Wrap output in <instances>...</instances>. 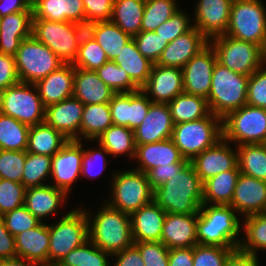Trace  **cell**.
Segmentation results:
<instances>
[{"mask_svg":"<svg viewBox=\"0 0 266 266\" xmlns=\"http://www.w3.org/2000/svg\"><path fill=\"white\" fill-rule=\"evenodd\" d=\"M25 190L22 183L0 178V217L24 205Z\"/></svg>","mask_w":266,"mask_h":266,"instance_id":"obj_49","label":"cell"},{"mask_svg":"<svg viewBox=\"0 0 266 266\" xmlns=\"http://www.w3.org/2000/svg\"><path fill=\"white\" fill-rule=\"evenodd\" d=\"M217 61L213 47L208 44L182 68L184 92L208 98L212 73Z\"/></svg>","mask_w":266,"mask_h":266,"instance_id":"obj_15","label":"cell"},{"mask_svg":"<svg viewBox=\"0 0 266 266\" xmlns=\"http://www.w3.org/2000/svg\"><path fill=\"white\" fill-rule=\"evenodd\" d=\"M230 206L239 217L266 212V181L240 173Z\"/></svg>","mask_w":266,"mask_h":266,"instance_id":"obj_22","label":"cell"},{"mask_svg":"<svg viewBox=\"0 0 266 266\" xmlns=\"http://www.w3.org/2000/svg\"><path fill=\"white\" fill-rule=\"evenodd\" d=\"M154 201L166 213H198L203 204V183L191 162L154 190Z\"/></svg>","mask_w":266,"mask_h":266,"instance_id":"obj_1","label":"cell"},{"mask_svg":"<svg viewBox=\"0 0 266 266\" xmlns=\"http://www.w3.org/2000/svg\"><path fill=\"white\" fill-rule=\"evenodd\" d=\"M0 112L28 126L44 122L45 106L34 84L19 82L1 91Z\"/></svg>","mask_w":266,"mask_h":266,"instance_id":"obj_13","label":"cell"},{"mask_svg":"<svg viewBox=\"0 0 266 266\" xmlns=\"http://www.w3.org/2000/svg\"><path fill=\"white\" fill-rule=\"evenodd\" d=\"M108 61L106 52L87 32L82 35L78 54L72 65L84 70L96 71Z\"/></svg>","mask_w":266,"mask_h":266,"instance_id":"obj_45","label":"cell"},{"mask_svg":"<svg viewBox=\"0 0 266 266\" xmlns=\"http://www.w3.org/2000/svg\"><path fill=\"white\" fill-rule=\"evenodd\" d=\"M32 11L0 17V53L15 56L21 42L32 35Z\"/></svg>","mask_w":266,"mask_h":266,"instance_id":"obj_28","label":"cell"},{"mask_svg":"<svg viewBox=\"0 0 266 266\" xmlns=\"http://www.w3.org/2000/svg\"><path fill=\"white\" fill-rule=\"evenodd\" d=\"M153 102L140 89L127 93H115L109 102L113 125L134 130L147 115Z\"/></svg>","mask_w":266,"mask_h":266,"instance_id":"obj_16","label":"cell"},{"mask_svg":"<svg viewBox=\"0 0 266 266\" xmlns=\"http://www.w3.org/2000/svg\"><path fill=\"white\" fill-rule=\"evenodd\" d=\"M86 27L74 22L32 19V35L64 63H73Z\"/></svg>","mask_w":266,"mask_h":266,"instance_id":"obj_8","label":"cell"},{"mask_svg":"<svg viewBox=\"0 0 266 266\" xmlns=\"http://www.w3.org/2000/svg\"><path fill=\"white\" fill-rule=\"evenodd\" d=\"M237 216L230 205L202 204L197 220L198 244L238 248L243 231Z\"/></svg>","mask_w":266,"mask_h":266,"instance_id":"obj_3","label":"cell"},{"mask_svg":"<svg viewBox=\"0 0 266 266\" xmlns=\"http://www.w3.org/2000/svg\"><path fill=\"white\" fill-rule=\"evenodd\" d=\"M86 31L104 49L108 60H114L121 49L133 38L111 21L89 23Z\"/></svg>","mask_w":266,"mask_h":266,"instance_id":"obj_33","label":"cell"},{"mask_svg":"<svg viewBox=\"0 0 266 266\" xmlns=\"http://www.w3.org/2000/svg\"><path fill=\"white\" fill-rule=\"evenodd\" d=\"M82 208H73L56 223L48 224V266H56L70 251L89 240L88 218Z\"/></svg>","mask_w":266,"mask_h":266,"instance_id":"obj_5","label":"cell"},{"mask_svg":"<svg viewBox=\"0 0 266 266\" xmlns=\"http://www.w3.org/2000/svg\"><path fill=\"white\" fill-rule=\"evenodd\" d=\"M130 217L134 243L160 242L166 212L154 200L134 211Z\"/></svg>","mask_w":266,"mask_h":266,"instance_id":"obj_25","label":"cell"},{"mask_svg":"<svg viewBox=\"0 0 266 266\" xmlns=\"http://www.w3.org/2000/svg\"><path fill=\"white\" fill-rule=\"evenodd\" d=\"M217 62L237 74L250 76L265 63V51L258 45L220 35L209 41Z\"/></svg>","mask_w":266,"mask_h":266,"instance_id":"obj_10","label":"cell"},{"mask_svg":"<svg viewBox=\"0 0 266 266\" xmlns=\"http://www.w3.org/2000/svg\"><path fill=\"white\" fill-rule=\"evenodd\" d=\"M258 259V255L244 253L236 249L227 257L223 266H259Z\"/></svg>","mask_w":266,"mask_h":266,"instance_id":"obj_64","label":"cell"},{"mask_svg":"<svg viewBox=\"0 0 266 266\" xmlns=\"http://www.w3.org/2000/svg\"><path fill=\"white\" fill-rule=\"evenodd\" d=\"M186 164L187 163H171L169 166H157L151 169L147 173V176L152 189L155 190L166 183L175 173H179Z\"/></svg>","mask_w":266,"mask_h":266,"instance_id":"obj_60","label":"cell"},{"mask_svg":"<svg viewBox=\"0 0 266 266\" xmlns=\"http://www.w3.org/2000/svg\"><path fill=\"white\" fill-rule=\"evenodd\" d=\"M0 218L13 236L28 229H33L41 223L24 205L4 214Z\"/></svg>","mask_w":266,"mask_h":266,"instance_id":"obj_54","label":"cell"},{"mask_svg":"<svg viewBox=\"0 0 266 266\" xmlns=\"http://www.w3.org/2000/svg\"><path fill=\"white\" fill-rule=\"evenodd\" d=\"M133 160H137L136 162L139 163L135 169L146 174L157 166H169L171 163L189 162L182 157L171 138L160 142L136 145Z\"/></svg>","mask_w":266,"mask_h":266,"instance_id":"obj_29","label":"cell"},{"mask_svg":"<svg viewBox=\"0 0 266 266\" xmlns=\"http://www.w3.org/2000/svg\"><path fill=\"white\" fill-rule=\"evenodd\" d=\"M101 205L94 216L85 210L89 224V240L111 255L132 246L134 242L130 215L112 208L105 200Z\"/></svg>","mask_w":266,"mask_h":266,"instance_id":"obj_2","label":"cell"},{"mask_svg":"<svg viewBox=\"0 0 266 266\" xmlns=\"http://www.w3.org/2000/svg\"><path fill=\"white\" fill-rule=\"evenodd\" d=\"M243 233L238 249L257 256L258 250H266V212L243 217Z\"/></svg>","mask_w":266,"mask_h":266,"instance_id":"obj_42","label":"cell"},{"mask_svg":"<svg viewBox=\"0 0 266 266\" xmlns=\"http://www.w3.org/2000/svg\"><path fill=\"white\" fill-rule=\"evenodd\" d=\"M0 266H39L33 261L24 258L0 259Z\"/></svg>","mask_w":266,"mask_h":266,"instance_id":"obj_66","label":"cell"},{"mask_svg":"<svg viewBox=\"0 0 266 266\" xmlns=\"http://www.w3.org/2000/svg\"><path fill=\"white\" fill-rule=\"evenodd\" d=\"M145 266H168L169 250L162 242H135Z\"/></svg>","mask_w":266,"mask_h":266,"instance_id":"obj_57","label":"cell"},{"mask_svg":"<svg viewBox=\"0 0 266 266\" xmlns=\"http://www.w3.org/2000/svg\"><path fill=\"white\" fill-rule=\"evenodd\" d=\"M195 4L193 26L209 41L225 35L229 25L231 2L229 0H198Z\"/></svg>","mask_w":266,"mask_h":266,"instance_id":"obj_17","label":"cell"},{"mask_svg":"<svg viewBox=\"0 0 266 266\" xmlns=\"http://www.w3.org/2000/svg\"><path fill=\"white\" fill-rule=\"evenodd\" d=\"M247 105L266 109V63L249 76Z\"/></svg>","mask_w":266,"mask_h":266,"instance_id":"obj_56","label":"cell"},{"mask_svg":"<svg viewBox=\"0 0 266 266\" xmlns=\"http://www.w3.org/2000/svg\"><path fill=\"white\" fill-rule=\"evenodd\" d=\"M19 11H32L30 0H0V17Z\"/></svg>","mask_w":266,"mask_h":266,"instance_id":"obj_65","label":"cell"},{"mask_svg":"<svg viewBox=\"0 0 266 266\" xmlns=\"http://www.w3.org/2000/svg\"><path fill=\"white\" fill-rule=\"evenodd\" d=\"M68 141L61 132L43 122L30 126L26 151L53 157Z\"/></svg>","mask_w":266,"mask_h":266,"instance_id":"obj_35","label":"cell"},{"mask_svg":"<svg viewBox=\"0 0 266 266\" xmlns=\"http://www.w3.org/2000/svg\"><path fill=\"white\" fill-rule=\"evenodd\" d=\"M177 5V0H145L141 31H155L180 10Z\"/></svg>","mask_w":266,"mask_h":266,"instance_id":"obj_46","label":"cell"},{"mask_svg":"<svg viewBox=\"0 0 266 266\" xmlns=\"http://www.w3.org/2000/svg\"><path fill=\"white\" fill-rule=\"evenodd\" d=\"M167 104L174 124L194 121L207 117L211 113L206 98L185 92Z\"/></svg>","mask_w":266,"mask_h":266,"instance_id":"obj_37","label":"cell"},{"mask_svg":"<svg viewBox=\"0 0 266 266\" xmlns=\"http://www.w3.org/2000/svg\"><path fill=\"white\" fill-rule=\"evenodd\" d=\"M27 151L0 149V178L22 183Z\"/></svg>","mask_w":266,"mask_h":266,"instance_id":"obj_50","label":"cell"},{"mask_svg":"<svg viewBox=\"0 0 266 266\" xmlns=\"http://www.w3.org/2000/svg\"><path fill=\"white\" fill-rule=\"evenodd\" d=\"M237 247H219L197 244L193 247V266H223Z\"/></svg>","mask_w":266,"mask_h":266,"instance_id":"obj_51","label":"cell"},{"mask_svg":"<svg viewBox=\"0 0 266 266\" xmlns=\"http://www.w3.org/2000/svg\"><path fill=\"white\" fill-rule=\"evenodd\" d=\"M168 266H193V247L170 249Z\"/></svg>","mask_w":266,"mask_h":266,"instance_id":"obj_63","label":"cell"},{"mask_svg":"<svg viewBox=\"0 0 266 266\" xmlns=\"http://www.w3.org/2000/svg\"><path fill=\"white\" fill-rule=\"evenodd\" d=\"M236 147L240 173L266 181V144H246Z\"/></svg>","mask_w":266,"mask_h":266,"instance_id":"obj_41","label":"cell"},{"mask_svg":"<svg viewBox=\"0 0 266 266\" xmlns=\"http://www.w3.org/2000/svg\"><path fill=\"white\" fill-rule=\"evenodd\" d=\"M222 130L234 146L266 144V109L246 104L222 119Z\"/></svg>","mask_w":266,"mask_h":266,"instance_id":"obj_11","label":"cell"},{"mask_svg":"<svg viewBox=\"0 0 266 266\" xmlns=\"http://www.w3.org/2000/svg\"><path fill=\"white\" fill-rule=\"evenodd\" d=\"M113 125L109 103L84 105L80 125V141L96 142L108 127Z\"/></svg>","mask_w":266,"mask_h":266,"instance_id":"obj_39","label":"cell"},{"mask_svg":"<svg viewBox=\"0 0 266 266\" xmlns=\"http://www.w3.org/2000/svg\"><path fill=\"white\" fill-rule=\"evenodd\" d=\"M17 257L15 237L8 231L0 218V259Z\"/></svg>","mask_w":266,"mask_h":266,"instance_id":"obj_62","label":"cell"},{"mask_svg":"<svg viewBox=\"0 0 266 266\" xmlns=\"http://www.w3.org/2000/svg\"><path fill=\"white\" fill-rule=\"evenodd\" d=\"M95 72L115 93H127L140 90L131 80L128 73L113 60H108Z\"/></svg>","mask_w":266,"mask_h":266,"instance_id":"obj_48","label":"cell"},{"mask_svg":"<svg viewBox=\"0 0 266 266\" xmlns=\"http://www.w3.org/2000/svg\"><path fill=\"white\" fill-rule=\"evenodd\" d=\"M230 144L222 138L191 161L202 183L219 173L233 170L238 165L237 147L233 150Z\"/></svg>","mask_w":266,"mask_h":266,"instance_id":"obj_19","label":"cell"},{"mask_svg":"<svg viewBox=\"0 0 266 266\" xmlns=\"http://www.w3.org/2000/svg\"><path fill=\"white\" fill-rule=\"evenodd\" d=\"M15 237L17 257L48 266L49 228L41 222L33 229H28Z\"/></svg>","mask_w":266,"mask_h":266,"instance_id":"obj_30","label":"cell"},{"mask_svg":"<svg viewBox=\"0 0 266 266\" xmlns=\"http://www.w3.org/2000/svg\"><path fill=\"white\" fill-rule=\"evenodd\" d=\"M174 123L167 103H152L142 123L134 129L135 145L171 138Z\"/></svg>","mask_w":266,"mask_h":266,"instance_id":"obj_21","label":"cell"},{"mask_svg":"<svg viewBox=\"0 0 266 266\" xmlns=\"http://www.w3.org/2000/svg\"><path fill=\"white\" fill-rule=\"evenodd\" d=\"M145 0H114L110 21L130 36L141 31Z\"/></svg>","mask_w":266,"mask_h":266,"instance_id":"obj_38","label":"cell"},{"mask_svg":"<svg viewBox=\"0 0 266 266\" xmlns=\"http://www.w3.org/2000/svg\"><path fill=\"white\" fill-rule=\"evenodd\" d=\"M141 90L153 103H168L184 92L182 69L153 64Z\"/></svg>","mask_w":266,"mask_h":266,"instance_id":"obj_18","label":"cell"},{"mask_svg":"<svg viewBox=\"0 0 266 266\" xmlns=\"http://www.w3.org/2000/svg\"><path fill=\"white\" fill-rule=\"evenodd\" d=\"M208 44L209 40L193 26L166 46L156 64L182 69Z\"/></svg>","mask_w":266,"mask_h":266,"instance_id":"obj_23","label":"cell"},{"mask_svg":"<svg viewBox=\"0 0 266 266\" xmlns=\"http://www.w3.org/2000/svg\"><path fill=\"white\" fill-rule=\"evenodd\" d=\"M112 257L116 260L114 266H145L141 253L134 244L112 254Z\"/></svg>","mask_w":266,"mask_h":266,"instance_id":"obj_61","label":"cell"},{"mask_svg":"<svg viewBox=\"0 0 266 266\" xmlns=\"http://www.w3.org/2000/svg\"><path fill=\"white\" fill-rule=\"evenodd\" d=\"M240 176L238 165L206 180L203 183V204L230 205L237 180Z\"/></svg>","mask_w":266,"mask_h":266,"instance_id":"obj_34","label":"cell"},{"mask_svg":"<svg viewBox=\"0 0 266 266\" xmlns=\"http://www.w3.org/2000/svg\"><path fill=\"white\" fill-rule=\"evenodd\" d=\"M114 0H83L86 26L97 21H110Z\"/></svg>","mask_w":266,"mask_h":266,"instance_id":"obj_58","label":"cell"},{"mask_svg":"<svg viewBox=\"0 0 266 266\" xmlns=\"http://www.w3.org/2000/svg\"><path fill=\"white\" fill-rule=\"evenodd\" d=\"M110 183V199L105 202L112 208L131 215L154 200V190L146 173L136 169L114 171Z\"/></svg>","mask_w":266,"mask_h":266,"instance_id":"obj_7","label":"cell"},{"mask_svg":"<svg viewBox=\"0 0 266 266\" xmlns=\"http://www.w3.org/2000/svg\"><path fill=\"white\" fill-rule=\"evenodd\" d=\"M98 146L92 150V148L85 149L82 158L81 176L88 179H93L102 175L101 173L107 167L106 155L110 154L99 143ZM97 149V150H96Z\"/></svg>","mask_w":266,"mask_h":266,"instance_id":"obj_53","label":"cell"},{"mask_svg":"<svg viewBox=\"0 0 266 266\" xmlns=\"http://www.w3.org/2000/svg\"><path fill=\"white\" fill-rule=\"evenodd\" d=\"M248 81L249 76L237 74L216 61L207 98L210 112L223 119L246 105Z\"/></svg>","mask_w":266,"mask_h":266,"instance_id":"obj_4","label":"cell"},{"mask_svg":"<svg viewBox=\"0 0 266 266\" xmlns=\"http://www.w3.org/2000/svg\"><path fill=\"white\" fill-rule=\"evenodd\" d=\"M114 94L95 71L74 67L73 97L84 105L109 103Z\"/></svg>","mask_w":266,"mask_h":266,"instance_id":"obj_32","label":"cell"},{"mask_svg":"<svg viewBox=\"0 0 266 266\" xmlns=\"http://www.w3.org/2000/svg\"><path fill=\"white\" fill-rule=\"evenodd\" d=\"M231 3L233 2H238V1H242V0H229Z\"/></svg>","mask_w":266,"mask_h":266,"instance_id":"obj_67","label":"cell"},{"mask_svg":"<svg viewBox=\"0 0 266 266\" xmlns=\"http://www.w3.org/2000/svg\"><path fill=\"white\" fill-rule=\"evenodd\" d=\"M15 56L0 53V90L19 83Z\"/></svg>","mask_w":266,"mask_h":266,"instance_id":"obj_59","label":"cell"},{"mask_svg":"<svg viewBox=\"0 0 266 266\" xmlns=\"http://www.w3.org/2000/svg\"><path fill=\"white\" fill-rule=\"evenodd\" d=\"M67 193L64 190L47 184L44 186L28 187L25 190L24 206L39 220L54 215L64 206ZM59 208V209H58Z\"/></svg>","mask_w":266,"mask_h":266,"instance_id":"obj_31","label":"cell"},{"mask_svg":"<svg viewBox=\"0 0 266 266\" xmlns=\"http://www.w3.org/2000/svg\"><path fill=\"white\" fill-rule=\"evenodd\" d=\"M96 140L110 156L126 154L125 156L128 155L130 159L135 157L134 130L128 127L111 125Z\"/></svg>","mask_w":266,"mask_h":266,"instance_id":"obj_40","label":"cell"},{"mask_svg":"<svg viewBox=\"0 0 266 266\" xmlns=\"http://www.w3.org/2000/svg\"><path fill=\"white\" fill-rule=\"evenodd\" d=\"M112 255L98 248L90 240L70 251L56 266H112Z\"/></svg>","mask_w":266,"mask_h":266,"instance_id":"obj_44","label":"cell"},{"mask_svg":"<svg viewBox=\"0 0 266 266\" xmlns=\"http://www.w3.org/2000/svg\"><path fill=\"white\" fill-rule=\"evenodd\" d=\"M263 0L233 2L225 35L254 43L266 51V6Z\"/></svg>","mask_w":266,"mask_h":266,"instance_id":"obj_9","label":"cell"},{"mask_svg":"<svg viewBox=\"0 0 266 266\" xmlns=\"http://www.w3.org/2000/svg\"><path fill=\"white\" fill-rule=\"evenodd\" d=\"M138 51L153 64H156L161 53L169 44L167 40H163L155 31H140L133 36Z\"/></svg>","mask_w":266,"mask_h":266,"instance_id":"obj_52","label":"cell"},{"mask_svg":"<svg viewBox=\"0 0 266 266\" xmlns=\"http://www.w3.org/2000/svg\"><path fill=\"white\" fill-rule=\"evenodd\" d=\"M197 220L198 213H166L160 242L168 249L196 246Z\"/></svg>","mask_w":266,"mask_h":266,"instance_id":"obj_24","label":"cell"},{"mask_svg":"<svg viewBox=\"0 0 266 266\" xmlns=\"http://www.w3.org/2000/svg\"><path fill=\"white\" fill-rule=\"evenodd\" d=\"M113 61L128 73L140 89L147 83L153 63L138 51L133 38L121 49Z\"/></svg>","mask_w":266,"mask_h":266,"instance_id":"obj_36","label":"cell"},{"mask_svg":"<svg viewBox=\"0 0 266 266\" xmlns=\"http://www.w3.org/2000/svg\"><path fill=\"white\" fill-rule=\"evenodd\" d=\"M83 143L80 140H69L53 157L50 184L64 190L68 195L73 183L81 177ZM80 176V177H79Z\"/></svg>","mask_w":266,"mask_h":266,"instance_id":"obj_14","label":"cell"},{"mask_svg":"<svg viewBox=\"0 0 266 266\" xmlns=\"http://www.w3.org/2000/svg\"><path fill=\"white\" fill-rule=\"evenodd\" d=\"M222 138V119L212 113L194 121L174 124L171 136L182 157L189 162Z\"/></svg>","mask_w":266,"mask_h":266,"instance_id":"obj_6","label":"cell"},{"mask_svg":"<svg viewBox=\"0 0 266 266\" xmlns=\"http://www.w3.org/2000/svg\"><path fill=\"white\" fill-rule=\"evenodd\" d=\"M74 66L64 63L34 85L46 107L73 96Z\"/></svg>","mask_w":266,"mask_h":266,"instance_id":"obj_26","label":"cell"},{"mask_svg":"<svg viewBox=\"0 0 266 266\" xmlns=\"http://www.w3.org/2000/svg\"><path fill=\"white\" fill-rule=\"evenodd\" d=\"M51 165V156L27 152L22 184L26 188L50 184L49 182H45V179L51 176Z\"/></svg>","mask_w":266,"mask_h":266,"instance_id":"obj_47","label":"cell"},{"mask_svg":"<svg viewBox=\"0 0 266 266\" xmlns=\"http://www.w3.org/2000/svg\"><path fill=\"white\" fill-rule=\"evenodd\" d=\"M30 126L0 112V149L26 151Z\"/></svg>","mask_w":266,"mask_h":266,"instance_id":"obj_43","label":"cell"},{"mask_svg":"<svg viewBox=\"0 0 266 266\" xmlns=\"http://www.w3.org/2000/svg\"><path fill=\"white\" fill-rule=\"evenodd\" d=\"M16 70L20 82L35 84L64 62L33 35L24 39L15 55Z\"/></svg>","mask_w":266,"mask_h":266,"instance_id":"obj_12","label":"cell"},{"mask_svg":"<svg viewBox=\"0 0 266 266\" xmlns=\"http://www.w3.org/2000/svg\"><path fill=\"white\" fill-rule=\"evenodd\" d=\"M84 104L75 97L45 108L44 122L69 140H80V125Z\"/></svg>","mask_w":266,"mask_h":266,"instance_id":"obj_20","label":"cell"},{"mask_svg":"<svg viewBox=\"0 0 266 266\" xmlns=\"http://www.w3.org/2000/svg\"><path fill=\"white\" fill-rule=\"evenodd\" d=\"M191 23L192 20L189 14L180 9L171 18L160 24L155 33L170 43L178 36L189 31L193 27Z\"/></svg>","mask_w":266,"mask_h":266,"instance_id":"obj_55","label":"cell"},{"mask_svg":"<svg viewBox=\"0 0 266 266\" xmlns=\"http://www.w3.org/2000/svg\"><path fill=\"white\" fill-rule=\"evenodd\" d=\"M32 19L74 22L86 27L83 0H34Z\"/></svg>","mask_w":266,"mask_h":266,"instance_id":"obj_27","label":"cell"}]
</instances>
